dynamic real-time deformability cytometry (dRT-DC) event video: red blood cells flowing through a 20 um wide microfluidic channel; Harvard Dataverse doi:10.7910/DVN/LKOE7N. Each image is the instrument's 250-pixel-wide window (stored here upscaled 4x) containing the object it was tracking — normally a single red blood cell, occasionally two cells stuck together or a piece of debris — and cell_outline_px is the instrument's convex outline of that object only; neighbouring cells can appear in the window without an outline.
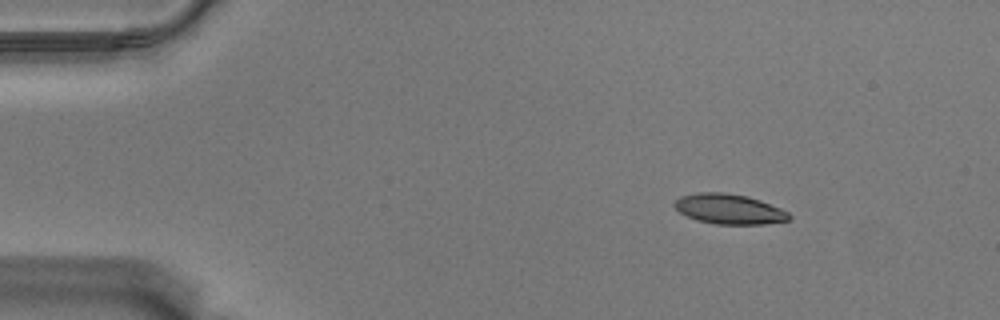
{"species": "Egyptian fruit bat (a non-hibernating species)", "species_latin": "Rousettus aegyptiacus", "temperature_condition": "warm", "stored_images_in_passage": 50, "camera_frame_rate_fps": 3000, "um_per_image_px": 0.085, "animal": {"sex": "male"}, "frame": {"image": 1, "passage_image": 1, "time_ms": 0.0, "image_size_px": [1000, 320], "cell_outline_px": [[792, 220], [764, 224], [716, 224], [696, 220], [680, 212], [672, 204], [680, 196], [696, 192], [724, 192], [748, 196], [760, 200], [780, 208], [788, 212], [792, 216]], "centroid_in_image_um": [61.99, 17.76], "position_along_channel_um": 23.0, "area_um2": 20.23}}
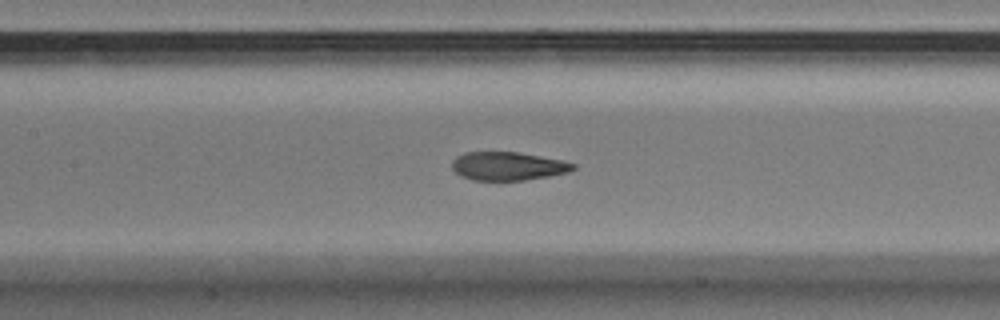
{"frame": {"image": 2, "passage_image": 20, "time_ms": 6.333, "image_size_px": [1000, 320], "cell_outline_px": [[576, 168], [568, 172], [548, 176], [524, 180], [472, 180], [460, 176], [452, 168], [452, 160], [456, 156], [464, 152], [520, 152], [564, 160], [576, 164]], "centroid_in_image_um": [43.17, 14.11], "position_along_channel_um": 164.2, "area_um2": 20.23}}
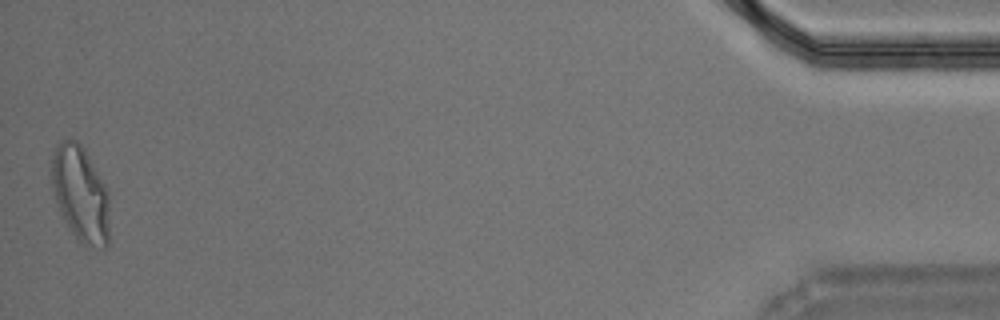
{"frame": {"image": 3, "passage_image": 50, "time_ms": 16.333, "image_size_px": [1000, 320], "cell_outline_px": [[108, 248], [104, 248], [84, 244], [72, 232], [60, 212], [56, 200], [52, 184], [52, 160], [56, 144], [64, 136], [72, 136], [84, 148], [104, 184], [108, 196]], "centroid_in_image_um": [6.82, 16.41], "position_along_channel_um": 428.4, "area_um2": 31.96}, "authors_computed_cell_mechanics": {"area_um2": 21.1837, "velocity_mm_per_s": 3.5324, "shape_relaxation_time_tau1_ms": 8.4549, "shape_relaxation_time_tau2_ms": 1.1882, "deformation_change_tau1": 0.2417, "deformation_change_tau2": 0.0716}}